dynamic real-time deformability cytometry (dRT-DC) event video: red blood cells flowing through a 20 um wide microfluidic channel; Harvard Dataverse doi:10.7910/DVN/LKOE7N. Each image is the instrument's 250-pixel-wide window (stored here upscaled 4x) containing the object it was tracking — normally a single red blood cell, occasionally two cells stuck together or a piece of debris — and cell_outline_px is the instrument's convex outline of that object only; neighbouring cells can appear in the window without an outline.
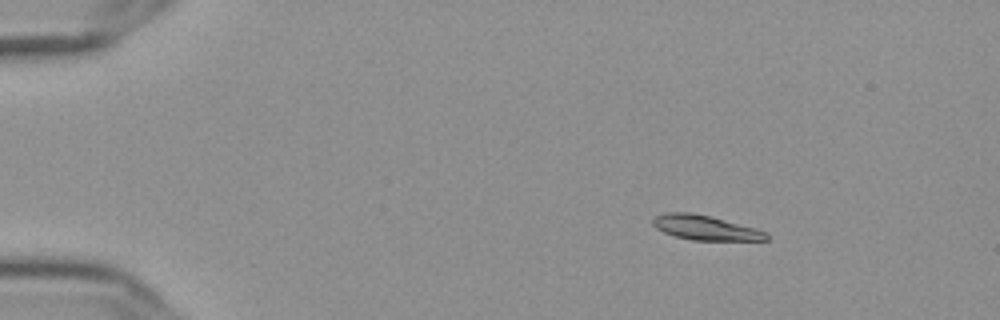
{"species": "Egyptian fruit bat (a non-hibernating species)", "species_latin": "Rousettus aegyptiacus", "temperature_condition": "cold", "stored_images_in_passage": 49, "camera_frame_rate_fps": 3000, "um_per_image_px": 0.085, "frame": {"image": 1, "passage_image": 1, "time_ms": 0.0, "image_size_px": [1000, 320], "cell_outline_px": [[768, 240], [692, 240], [676, 236], [664, 232], [656, 228], [652, 224], [652, 220], [656, 216], [668, 212], [692, 212], [756, 228], [768, 232]], "centroid_in_image_um": [59.96, 19.35], "position_along_channel_um": 25.0, "area_um2": 16.13}}
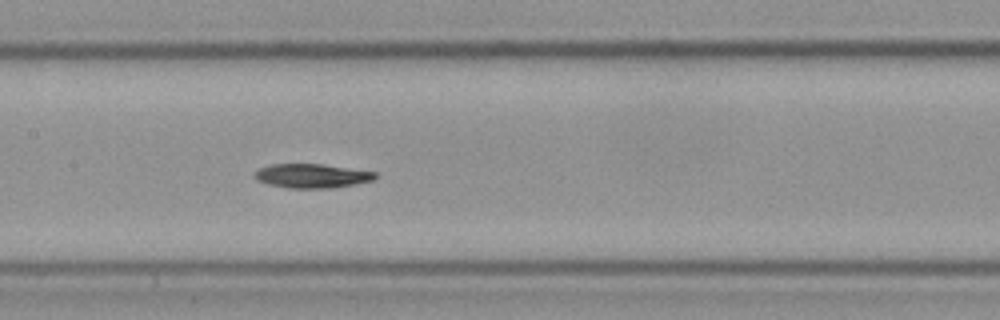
{"frame": {"image": 2, "passage_image": 21, "time_ms": 6.667, "image_size_px": [1000, 320], "cell_outline_px": [[376, 176], [372, 180], [356, 184], [328, 188], [288, 188], [268, 184], [256, 180], [252, 176], [260, 168], [272, 164], [320, 164], [376, 172]], "centroid_in_image_um": [26.47, 14.95], "position_along_channel_um": 180.9, "area_um2": 16.76}}
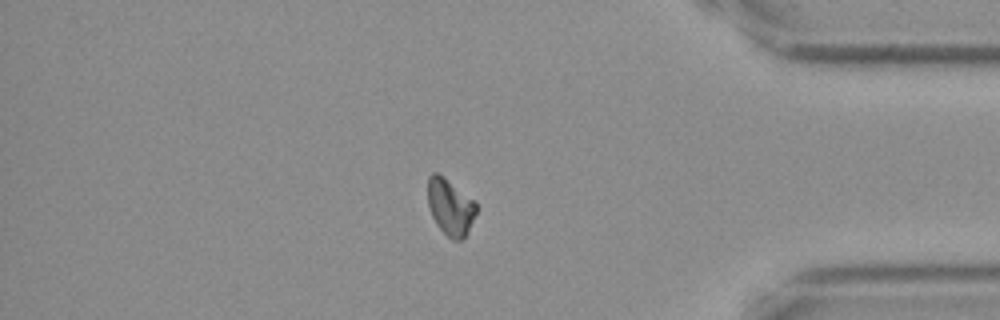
{"frame": {"image": 3, "passage_image": 41, "time_ms": 13.333, "image_size_px": [1000, 320], "cell_outline_px": [[476, 212], [468, 232], [460, 240], [452, 240], [436, 224], [432, 216], [428, 204], [428, 176], [432, 172], [436, 172], [472, 200], [476, 204]], "centroid_in_image_um": [38.24, 17.62], "position_along_channel_um": 397.0, "area_um2": 15.37}, "authors_computed_cell_mechanics": {"area_um2": 16.762, "velocity_mm_per_s": 3.6193, "shape_relaxation_time_tau1_ms": 6.9682, "shape_relaxation_time_tau2_ms": null, "deformation_change_tau1": 0.2049, "deformation_change_tau2": null}}